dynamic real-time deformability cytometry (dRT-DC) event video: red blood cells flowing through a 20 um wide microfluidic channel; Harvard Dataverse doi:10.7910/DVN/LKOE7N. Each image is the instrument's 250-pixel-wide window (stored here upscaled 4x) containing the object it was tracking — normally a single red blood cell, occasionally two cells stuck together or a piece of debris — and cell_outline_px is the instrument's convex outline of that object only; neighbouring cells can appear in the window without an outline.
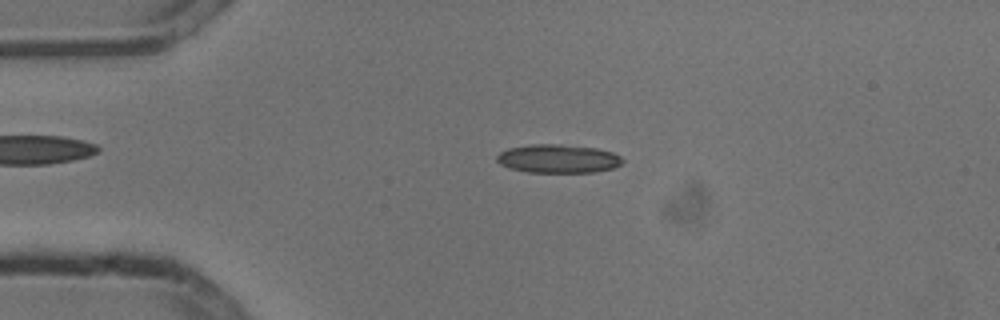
{"species": "common noctule bat (a hibernating species)", "species_latin": "Nyctalus noctula", "temperature_condition": "cold", "stored_images_in_passage": 4, "camera_frame_rate_fps": 3000, "um_per_image_px": 0.085, "animal": {"sex": "male", "body_mass_g": 13.3}, "frame": {"image": 1, "passage_image": 3, "time_ms": 0.667, "image_size_px": [1000, 320], "cell_outline_px": [[624, 160], [620, 164], [612, 168], [592, 172], [528, 172], [508, 168], [500, 164], [496, 160], [496, 156], [500, 152], [508, 148], [528, 144], [560, 144], [596, 148], [612, 152], [620, 156]], "centroid_in_image_um": [47.39, 13.48], "position_along_channel_um": 37.6, "area_um2": 20.92}}